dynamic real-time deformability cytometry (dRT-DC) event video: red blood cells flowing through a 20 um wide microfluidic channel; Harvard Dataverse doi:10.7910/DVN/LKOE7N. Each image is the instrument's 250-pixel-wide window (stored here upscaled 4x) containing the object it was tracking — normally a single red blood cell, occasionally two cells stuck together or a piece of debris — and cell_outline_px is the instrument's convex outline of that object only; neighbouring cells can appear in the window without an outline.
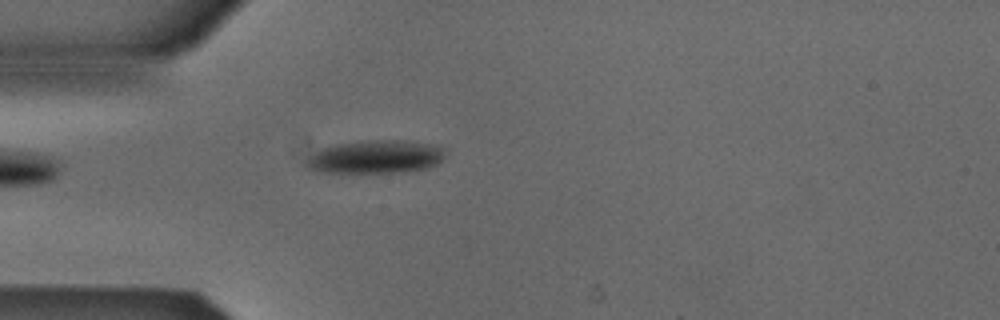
{"species": "Egyptian fruit bat (a non-hibernating species)", "species_latin": "Rousettus aegyptiacus", "temperature_condition": "cold", "stored_images_in_passage": 1, "camera_frame_rate_fps": 3000, "um_per_image_px": 0.085, "animal": {"sex": "male"}, "frame": {"image": 1, "passage_image": 1, "time_ms": 0.0, "image_size_px": [1000, 320], "cell_outline_px": [[444, 156], [436, 164], [428, 168], [392, 172], [316, 172], [308, 168], [308, 160], [320, 148], [332, 144], [360, 140], [416, 140], [440, 144], [444, 148]], "centroid_in_image_um": [31.99, 13.29], "position_along_channel_um": 53.0, "area_um2": 27.11}}